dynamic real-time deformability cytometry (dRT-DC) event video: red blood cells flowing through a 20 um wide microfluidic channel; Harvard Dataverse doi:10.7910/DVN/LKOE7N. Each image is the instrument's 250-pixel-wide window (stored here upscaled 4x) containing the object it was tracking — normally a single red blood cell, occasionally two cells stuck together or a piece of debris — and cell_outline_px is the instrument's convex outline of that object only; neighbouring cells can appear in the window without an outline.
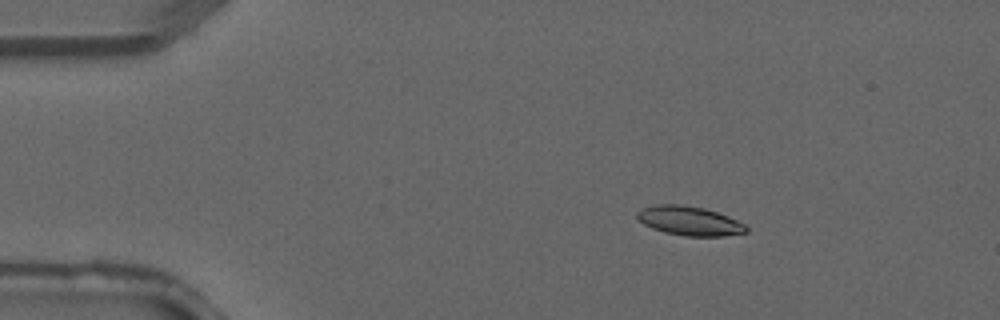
{"species": "common noctule bat (a hibernating species)", "species_latin": "Nyctalus noctula", "temperature_condition": "warm", "stored_images_in_passage": 2, "camera_frame_rate_fps": 3000, "um_per_image_px": 0.085, "animal": {"sex": "male", "forearm_length_mm": 52.5}, "frame": {"image": 1, "passage_image": 1, "time_ms": 0.0, "image_size_px": [1000, 320], "cell_outline_px": [[748, 232], [724, 236], [684, 236], [664, 232], [652, 228], [644, 224], [636, 216], [636, 212], [652, 204], [680, 204], [704, 208], [728, 216], [744, 224], [748, 228]], "centroid_in_image_um": [58.59, 18.77], "position_along_channel_um": 26.4, "area_um2": 18.55}}